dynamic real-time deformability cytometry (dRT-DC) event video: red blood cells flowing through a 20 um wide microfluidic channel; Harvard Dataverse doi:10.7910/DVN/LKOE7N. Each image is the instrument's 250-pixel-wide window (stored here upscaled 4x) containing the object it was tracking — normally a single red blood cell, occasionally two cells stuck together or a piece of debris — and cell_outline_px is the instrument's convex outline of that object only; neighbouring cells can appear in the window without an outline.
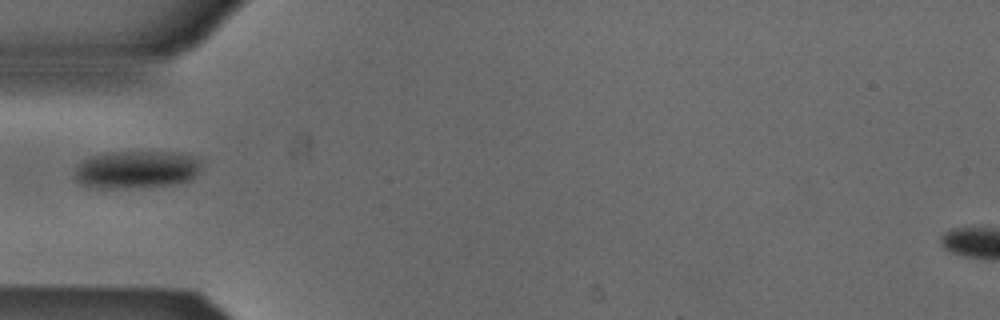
{"species": "Egyptian fruit bat (a non-hibernating species)", "species_latin": "Rousettus aegyptiacus", "temperature_condition": "cold", "stored_images_in_passage": 1, "camera_frame_rate_fps": 3000, "um_per_image_px": 0.085, "animal": {"sex": "male"}, "frame": {"image": 1, "passage_image": 1, "time_ms": 0.0, "image_size_px": [1000, 320], "cell_outline_px": [[200, 172], [192, 180], [172, 184], [112, 188], [88, 188], [80, 184], [72, 176], [76, 164], [88, 156], [104, 152], [184, 152], [196, 156], [200, 160]], "centroid_in_image_um": [11.55, 14.39], "position_along_channel_um": 73.4, "area_um2": 28.5}}